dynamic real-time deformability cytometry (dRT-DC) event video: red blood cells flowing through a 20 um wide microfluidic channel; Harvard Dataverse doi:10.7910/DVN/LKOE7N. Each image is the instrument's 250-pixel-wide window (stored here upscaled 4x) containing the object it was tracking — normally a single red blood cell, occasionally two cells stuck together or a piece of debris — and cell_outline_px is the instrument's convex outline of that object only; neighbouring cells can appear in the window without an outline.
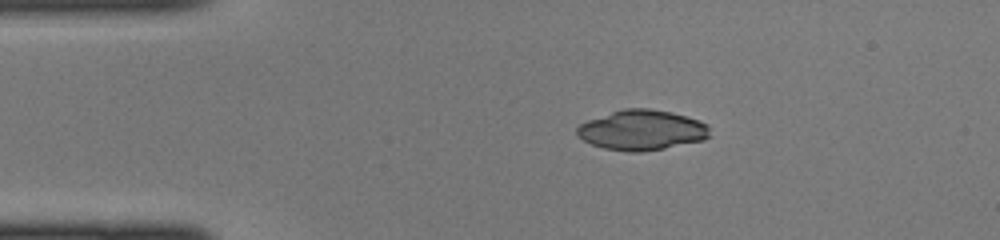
{"species": "common noctule bat (a hibernating species)", "species_latin": "Nyctalus noctula", "temperature_condition": "cold", "stored_images_in_passage": 37, "camera_frame_rate_fps": 3000, "um_per_image_px": 0.085, "animal": {"sex": "female", "body_mass_g": 22.0, "forearm_length_mm": 56.7}, "frame": {"image": 1, "passage_image": 1, "time_ms": 0.0, "image_size_px": [1000, 240], "cell_outline_px": [[712, 136], [704, 140], [664, 148], [640, 152], [628, 152], [604, 148], [592, 144], [584, 140], [576, 132], [576, 128], [580, 124], [588, 120], [624, 108], [648, 108], [672, 112], [700, 120], [708, 124]], "centroid_in_image_um": [54.61, 11.06], "position_along_channel_um": 30.4, "area_um2": 31.1}}